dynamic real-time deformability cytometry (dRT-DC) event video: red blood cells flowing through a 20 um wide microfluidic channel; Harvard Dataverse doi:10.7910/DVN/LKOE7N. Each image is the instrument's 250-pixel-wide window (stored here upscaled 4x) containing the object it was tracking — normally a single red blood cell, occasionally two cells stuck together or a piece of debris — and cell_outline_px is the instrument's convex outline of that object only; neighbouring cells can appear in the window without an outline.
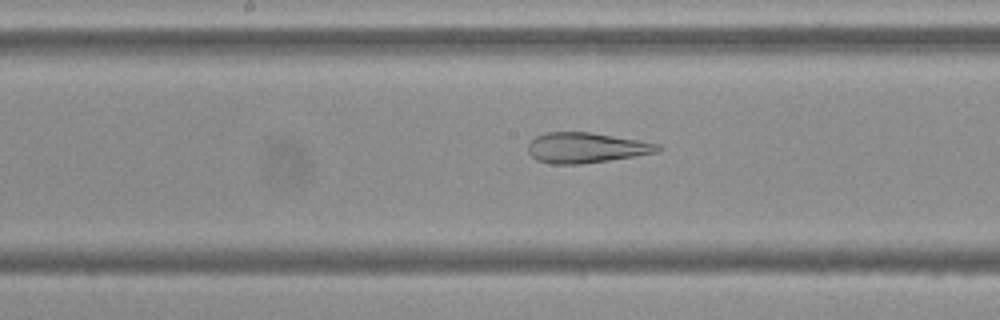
{"species": "Egyptian fruit bat (a non-hibernating species)", "species_latin": "Rousettus aegyptiacus", "temperature_condition": "cold", "stored_images_in_passage": 55, "camera_frame_rate_fps": 3000, "um_per_image_px": 0.085, "frame": {"image": 1, "passage_image": 28, "time_ms": 9.0, "image_size_px": [1000, 320], "cell_outline_px": [[660, 152], [636, 156], [580, 164], [552, 164], [536, 160], [528, 152], [528, 144], [536, 136], [544, 132], [588, 132], [640, 140], [660, 144]], "centroid_in_image_um": [49.82, 12.56], "position_along_channel_um": 198.4, "area_um2": 22.95}}
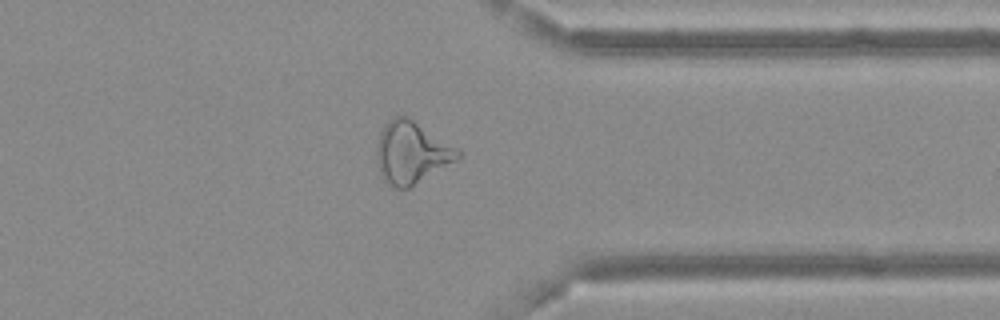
{"frame": {"image": 2, "passage_image": 43, "time_ms": 14.0, "image_size_px": [1000, 320], "cell_outline_px": [[460, 156], [456, 160], [408, 188], [396, 188], [380, 176], [376, 160], [376, 148], [380, 132], [384, 124], [392, 116], [408, 116], [460, 152]], "centroid_in_image_um": [34.89, 12.96], "position_along_channel_um": 376.5, "area_um2": 28.67}}
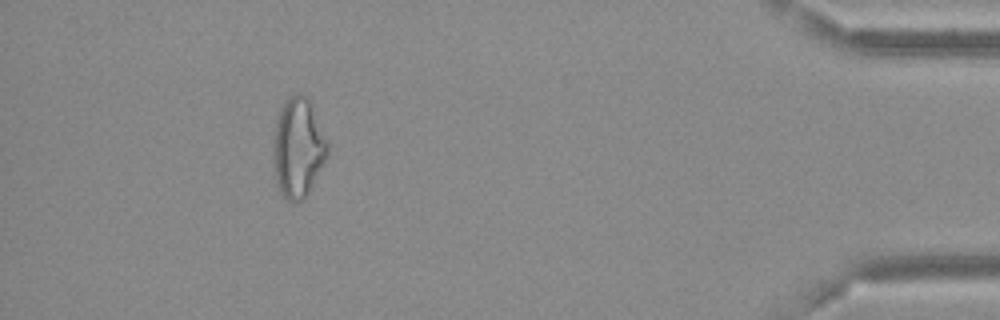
{"frame": {"image": 3, "passage_image": 50, "time_ms": 16.333, "image_size_px": [1000, 320], "cell_outline_px": [[328, 156], [304, 200], [288, 200], [284, 196], [276, 184], [276, 120], [280, 108], [288, 96], [292, 92], [300, 92], [308, 96], [328, 144]], "centroid_in_image_um": [25.38, 12.5], "position_along_channel_um": 409.8, "area_um2": 30.69}, "authors_computed_cell_mechanics": {"area_um2": 29.8248, "velocity_mm_per_s": 3.6745, "shape_relaxation_time_tau1_ms": null, "shape_relaxation_time_tau2_ms": 2.2708, "deformation_change_tau1": null, "deformation_change_tau2": 0.1095}}